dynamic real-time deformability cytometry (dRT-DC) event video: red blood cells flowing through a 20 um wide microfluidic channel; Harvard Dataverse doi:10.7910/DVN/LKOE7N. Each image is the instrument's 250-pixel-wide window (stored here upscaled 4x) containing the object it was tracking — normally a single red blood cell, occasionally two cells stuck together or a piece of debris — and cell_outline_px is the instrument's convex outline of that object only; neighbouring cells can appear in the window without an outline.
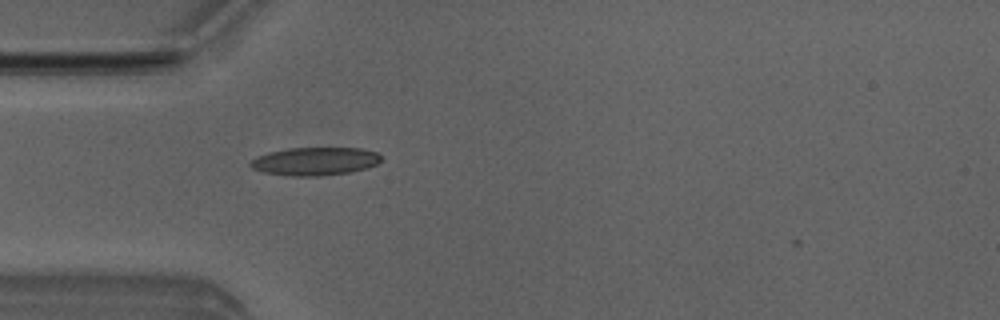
{"species": "Egyptian fruit bat (a non-hibernating species)", "species_latin": "Rousettus aegyptiacus", "temperature_condition": "room temperature", "stored_images_in_passage": 3, "camera_frame_rate_fps": 3000, "um_per_image_px": 0.085, "animal": {"sex": "male"}, "frame": {"image": 1, "passage_image": 3, "time_ms": 3.333, "image_size_px": [1000, 320], "cell_outline_px": [[380, 160], [376, 164], [352, 172], [320, 176], [292, 176], [264, 172], [252, 168], [248, 164], [256, 156], [268, 152], [288, 148], [360, 148], [376, 152], [380, 156]], "centroid_in_image_um": [26.74, 13.71], "position_along_channel_um": 58.3, "area_um2": 21.33}}